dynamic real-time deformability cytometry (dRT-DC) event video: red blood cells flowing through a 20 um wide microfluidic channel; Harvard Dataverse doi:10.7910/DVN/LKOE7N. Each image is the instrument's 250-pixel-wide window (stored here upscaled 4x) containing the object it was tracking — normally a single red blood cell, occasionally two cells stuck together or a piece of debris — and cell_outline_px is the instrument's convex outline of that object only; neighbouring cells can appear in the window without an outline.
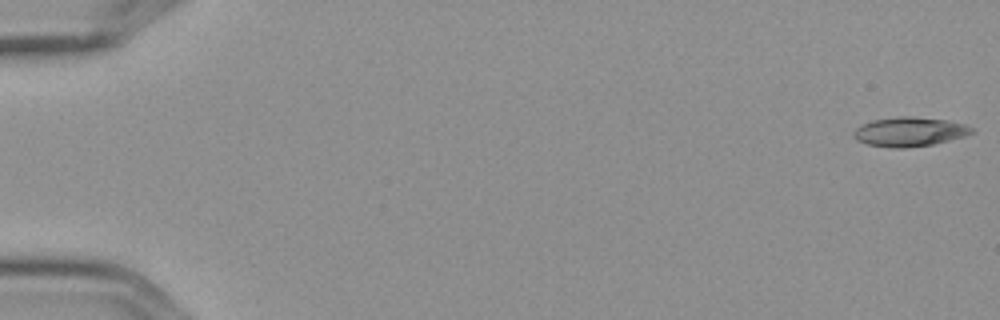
{"species": "Egyptian fruit bat (a non-hibernating species)", "species_latin": "Rousettus aegyptiacus", "temperature_condition": "cold", "stored_images_in_passage": 5, "camera_frame_rate_fps": 3000, "um_per_image_px": 0.085, "frame": {"image": 1, "passage_image": 1, "time_ms": 0.0, "image_size_px": [1000, 320], "cell_outline_px": [[976, 132], [964, 136], [932, 144], [904, 148], [892, 148], [868, 144], [856, 140], [852, 136], [852, 132], [860, 124], [872, 120], [900, 116], [912, 116], [944, 120], [964, 124], [972, 128]], "centroid_in_image_um": [77.26, 11.19], "position_along_channel_um": 7.7, "area_um2": 20.11}}
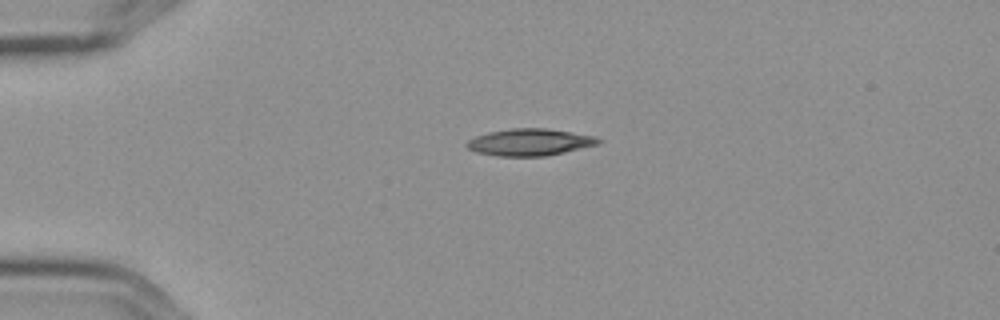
{"frame": {"image": 2, "passage_image": 4, "time_ms": 1.0, "image_size_px": [1000, 320], "cell_outline_px": [[604, 140], [600, 144], [564, 152], [544, 156], [496, 156], [476, 152], [468, 148], [464, 144], [468, 140], [476, 136], [488, 132], [512, 128], [544, 128], [596, 136]], "centroid_in_image_um": [45.04, 12.08], "position_along_channel_um": 40.0, "area_um2": 20.69}}